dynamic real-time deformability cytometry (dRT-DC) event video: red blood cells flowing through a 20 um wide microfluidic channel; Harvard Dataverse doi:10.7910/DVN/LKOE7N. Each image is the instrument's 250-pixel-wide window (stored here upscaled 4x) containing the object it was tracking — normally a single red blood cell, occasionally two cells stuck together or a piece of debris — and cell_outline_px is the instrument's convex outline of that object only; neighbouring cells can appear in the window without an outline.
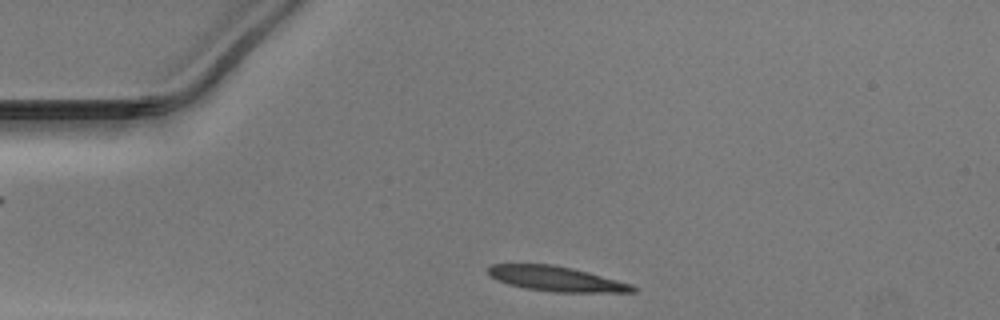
{"species": "Egyptian fruit bat (a non-hibernating species)", "species_latin": "Rousettus aegyptiacus", "temperature_condition": "warm", "stored_images_in_passage": 35, "camera_frame_rate_fps": 3000, "um_per_image_px": 0.085, "animal": {"sex": "male"}, "frame": {"image": 1, "passage_image": 2, "time_ms": 0.333, "image_size_px": [1000, 320], "cell_outline_px": [[640, 288], [636, 292], [552, 292], [524, 288], [508, 284], [496, 280], [488, 276], [484, 272], [492, 264], [552, 264], [572, 268], [588, 272], [632, 284]], "centroid_in_image_um": [47.25, 23.7], "position_along_channel_um": 37.7, "area_um2": 21.27}}
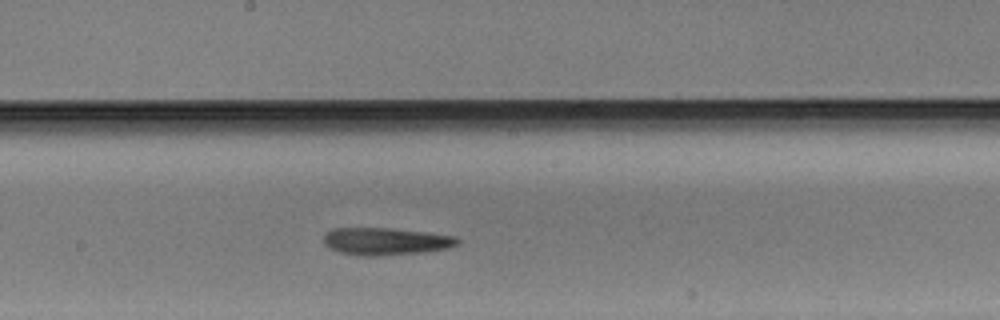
{"frame": {"image": 2, "passage_image": 18, "time_ms": 5.667, "image_size_px": [1000, 320], "cell_outline_px": [[460, 240], [456, 244], [448, 248], [420, 252], [384, 256], [360, 256], [340, 252], [324, 244], [324, 232], [332, 228], [392, 228], [428, 232], [456, 236]], "centroid_in_image_um": [32.77, 20.5], "position_along_channel_um": 215.4, "area_um2": 21.44}}
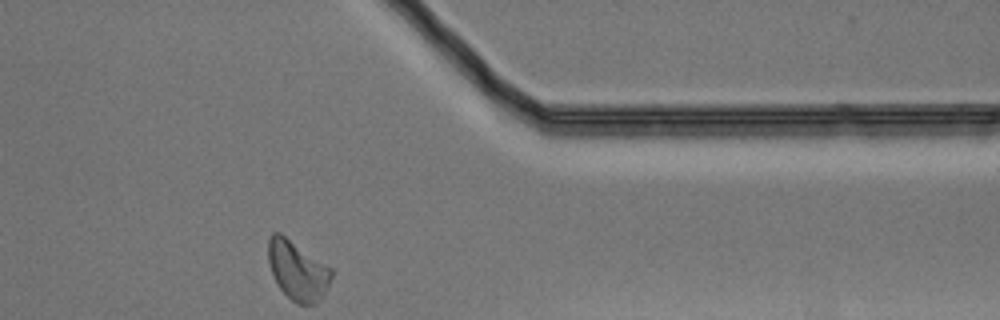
{"frame": {"image": 3, "passage_image": 32, "time_ms": 10.333, "image_size_px": [1000, 320], "cell_outline_px": [[332, 276], [324, 292], [316, 304], [300, 304], [292, 300], [280, 288], [272, 272], [268, 260], [268, 240], [272, 232], [280, 232], [332, 268]], "centroid_in_image_um": [25.28, 22.95], "position_along_channel_um": 386.1, "area_um2": 21.44}}